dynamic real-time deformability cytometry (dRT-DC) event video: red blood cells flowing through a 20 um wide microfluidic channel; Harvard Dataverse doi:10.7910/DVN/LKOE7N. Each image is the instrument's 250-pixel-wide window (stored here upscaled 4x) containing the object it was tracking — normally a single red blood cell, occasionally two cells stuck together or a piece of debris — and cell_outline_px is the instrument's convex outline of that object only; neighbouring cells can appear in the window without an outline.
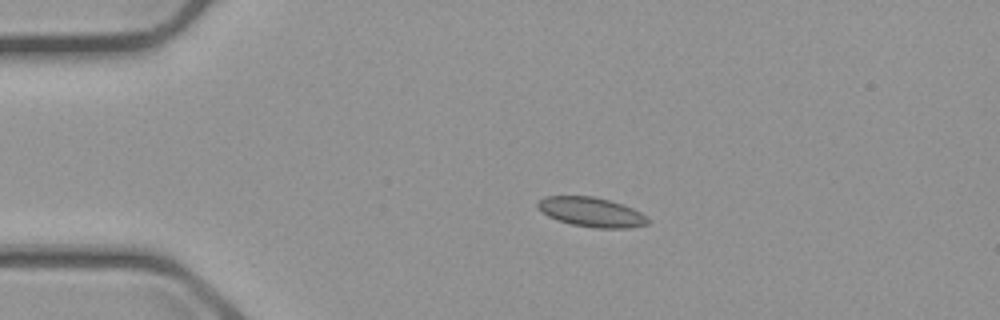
{"species": "common noctule bat (a hibernating species)", "species_latin": "Nyctalus noctula", "temperature_condition": "cold", "stored_images_in_passage": 2, "camera_frame_rate_fps": 3000, "um_per_image_px": 0.085, "animal": {"sex": "male", "body_mass_g": 23.1, "forearm_length_mm": 52.7}, "frame": {"image": 1, "passage_image": 1, "time_ms": 0.0, "image_size_px": [1000, 320], "cell_outline_px": [[652, 220], [648, 224], [628, 228], [596, 228], [572, 224], [556, 220], [548, 216], [536, 208], [536, 204], [544, 196], [592, 196], [608, 200], [632, 208], [648, 216]], "centroid_in_image_um": [50.27, 18.03], "position_along_channel_um": 34.7, "area_um2": 19.02}}